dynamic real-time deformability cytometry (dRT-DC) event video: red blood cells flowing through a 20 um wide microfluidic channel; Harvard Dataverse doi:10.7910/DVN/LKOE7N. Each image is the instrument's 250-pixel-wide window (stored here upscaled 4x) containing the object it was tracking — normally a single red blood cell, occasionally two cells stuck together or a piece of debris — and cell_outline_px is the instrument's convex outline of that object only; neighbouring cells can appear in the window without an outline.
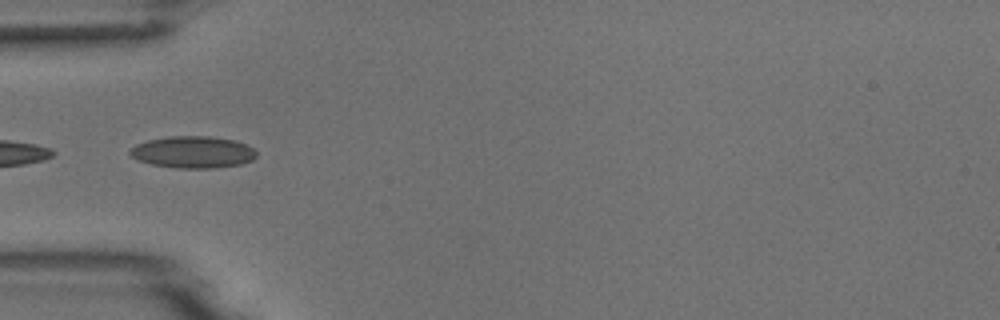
{"species": "common noctule bat (a hibernating species)", "species_latin": "Nyctalus noctula", "temperature_condition": "room temperature", "stored_images_in_passage": 7, "camera_frame_rate_fps": 3000, "um_per_image_px": 0.085, "animal": {"sex": "male", "body_mass_g": 18.8}, "frame": {"image": 1, "passage_image": 5, "time_ms": 4.333, "image_size_px": [1000, 320], "cell_outline_px": [[256, 156], [252, 160], [240, 164], [212, 168], [176, 168], [152, 164], [136, 160], [128, 152], [136, 144], [148, 140], [172, 136], [208, 136], [236, 140], [252, 148], [256, 152]], "centroid_in_image_um": [16.38, 12.93], "position_along_channel_um": 68.6, "area_um2": 23.35}}